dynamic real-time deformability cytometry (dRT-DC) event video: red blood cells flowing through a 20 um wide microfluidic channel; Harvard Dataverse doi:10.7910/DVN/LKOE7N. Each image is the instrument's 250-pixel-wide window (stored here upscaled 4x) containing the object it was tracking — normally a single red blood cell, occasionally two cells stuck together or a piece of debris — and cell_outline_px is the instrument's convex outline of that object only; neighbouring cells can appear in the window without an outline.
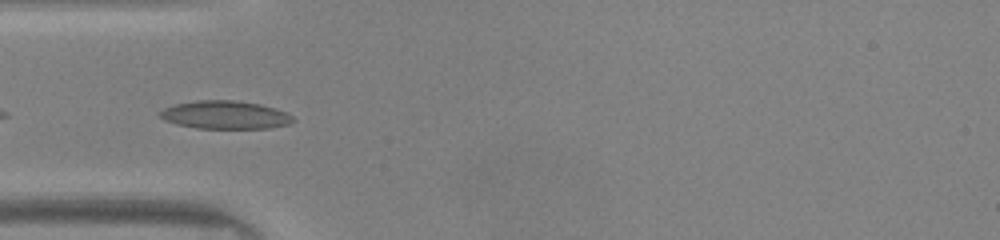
{"species": "common noctule bat (a hibernating species)", "species_latin": "Nyctalus noctula", "temperature_condition": "warm", "stored_images_in_passage": 33, "camera_frame_rate_fps": 3000, "um_per_image_px": 0.085, "animal": {"sex": "male", "body_mass_g": 20.0, "forearm_length_mm": 53.3}, "frame": {"image": 1, "passage_image": 2, "time_ms": 0.333, "image_size_px": [1000, 240], "cell_outline_px": [[296, 120], [288, 124], [268, 128], [196, 128], [176, 124], [164, 120], [156, 112], [164, 108], [176, 104], [196, 100], [232, 100], [260, 104], [276, 108], [288, 112]], "centroid_in_image_um": [19.13, 9.76], "position_along_channel_um": 65.9, "area_um2": 21.91}}
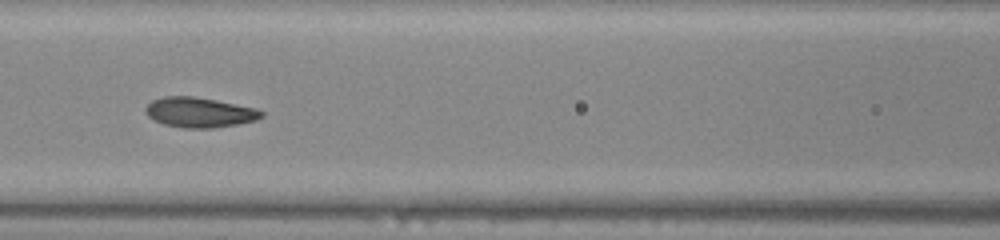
{"frame": {"image": 2, "passage_image": 8, "time_ms": 2.333, "image_size_px": [1000, 240], "cell_outline_px": [[264, 116], [256, 120], [236, 124], [212, 128], [184, 128], [164, 124], [148, 116], [144, 112], [144, 108], [152, 100], [164, 96], [192, 96], [216, 100], [256, 108], [264, 112]], "centroid_in_image_um": [16.95, 9.55], "position_along_channel_um": 149.7, "area_um2": 20.23}}
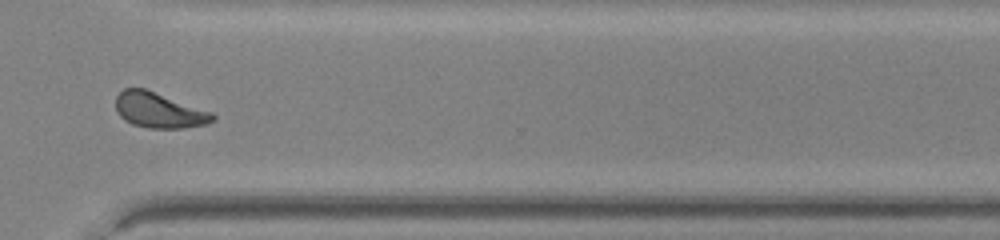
{"frame": {"image": 3, "passage_image": 23, "time_ms": 7.333, "image_size_px": [1000, 240], "cell_outline_px": [[216, 120], [208, 124], [184, 128], [148, 128], [132, 124], [124, 120], [116, 112], [116, 96], [124, 88], [144, 88], [212, 112], [216, 116]], "centroid_in_image_um": [13.52, 9.38], "position_along_channel_um": 357.1, "area_um2": 20.06}, "authors_computed_cell_mechanics": {"area_um2": 20.4034, "velocity_mm_per_s": 4.1533, "shape_relaxation_time_tau1_ms": 3.6378, "shape_relaxation_time_tau2_ms": 1.5803, "deformation_change_tau1": 0.1414, "deformation_change_tau2": 0.0701}}